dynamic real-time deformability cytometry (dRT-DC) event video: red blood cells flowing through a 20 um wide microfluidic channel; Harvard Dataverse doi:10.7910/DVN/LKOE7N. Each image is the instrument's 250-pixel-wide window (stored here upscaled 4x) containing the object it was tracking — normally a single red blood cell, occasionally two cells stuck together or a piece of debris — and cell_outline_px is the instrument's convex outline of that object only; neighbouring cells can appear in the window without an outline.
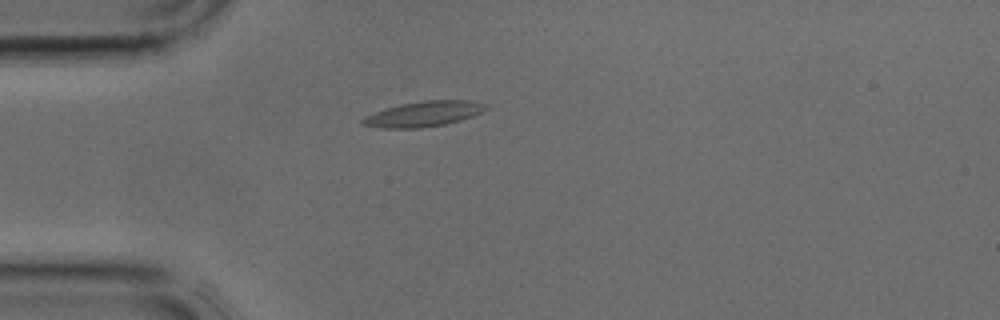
{"species": "common noctule bat (a hibernating species)", "species_latin": "Nyctalus noctula", "temperature_condition": "cold", "stored_images_in_passage": 1, "camera_frame_rate_fps": 3000, "um_per_image_px": 0.085, "animal": {"sex": "male", "body_mass_g": 17.9, "forearm_length_mm": 54.2}, "frame": {"image": 1, "passage_image": 1, "time_ms": 0.0, "image_size_px": [1000, 320], "cell_outline_px": [[488, 108], [472, 116], [460, 120], [444, 124], [420, 128], [384, 128], [364, 124], [360, 120], [364, 116], [400, 104], [424, 100], [472, 100], [488, 104]], "centroid_in_image_um": [36.06, 9.67], "position_along_channel_um": 48.9, "area_um2": 17.98}}